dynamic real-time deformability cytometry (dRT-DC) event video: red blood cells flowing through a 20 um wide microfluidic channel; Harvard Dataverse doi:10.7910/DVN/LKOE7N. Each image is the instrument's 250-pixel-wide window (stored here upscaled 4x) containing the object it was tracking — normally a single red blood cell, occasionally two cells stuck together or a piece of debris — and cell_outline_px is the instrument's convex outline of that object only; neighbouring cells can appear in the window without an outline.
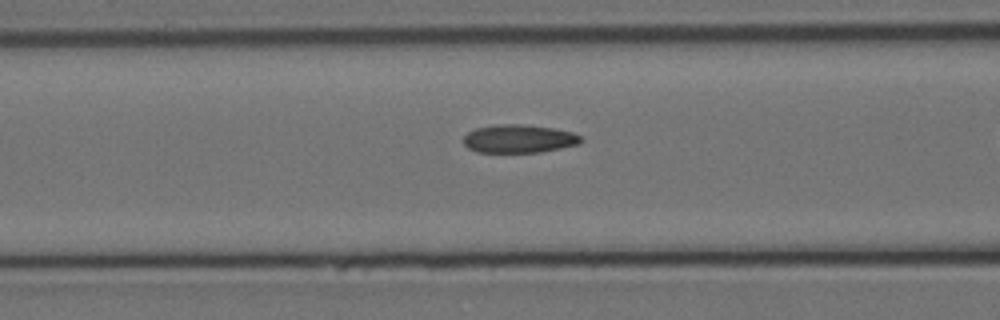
{"species": "Egyptian fruit bat (a non-hibernating species)", "species_latin": "Rousettus aegyptiacus", "temperature_condition": "cold", "stored_images_in_passage": 38, "camera_frame_rate_fps": 3000, "um_per_image_px": 0.085, "animal": {"sex": "female"}, "frame": {"image": 1, "passage_image": 16, "time_ms": 5.0, "image_size_px": [1000, 320], "cell_outline_px": [[584, 140], [580, 144], [540, 152], [476, 152], [468, 148], [464, 144], [464, 136], [468, 132], [476, 128], [496, 124], [524, 124], [552, 128], [572, 132], [580, 136]], "centroid_in_image_um": [44.11, 11.79], "position_along_channel_um": 122.5, "area_um2": 19.36}}
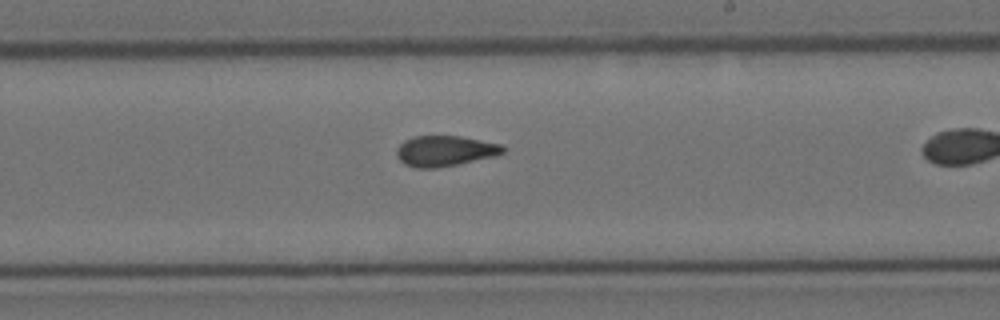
{"frame": {"image": 2, "passage_image": 27, "time_ms": 8.667, "image_size_px": [1000, 320], "cell_outline_px": [[504, 152], [496, 156], [436, 168], [416, 168], [404, 164], [396, 156], [396, 148], [404, 140], [412, 136], [460, 136], [500, 144], [504, 148]], "centroid_in_image_um": [37.77, 12.83], "position_along_channel_um": 251.2, "area_um2": 18.9}}
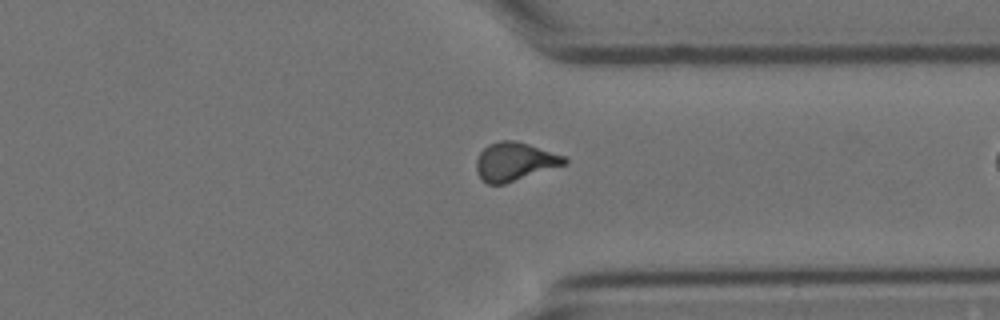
{"frame": {"image": 3, "passage_image": 37, "time_ms": 12.0, "image_size_px": [1000, 320], "cell_outline_px": [[568, 164], [504, 184], [488, 184], [476, 172], [476, 160], [480, 152], [488, 144], [500, 140], [516, 140], [564, 156], [568, 160]], "centroid_in_image_um": [43.75, 13.73], "position_along_channel_um": 367.6, "area_um2": 19.71}}